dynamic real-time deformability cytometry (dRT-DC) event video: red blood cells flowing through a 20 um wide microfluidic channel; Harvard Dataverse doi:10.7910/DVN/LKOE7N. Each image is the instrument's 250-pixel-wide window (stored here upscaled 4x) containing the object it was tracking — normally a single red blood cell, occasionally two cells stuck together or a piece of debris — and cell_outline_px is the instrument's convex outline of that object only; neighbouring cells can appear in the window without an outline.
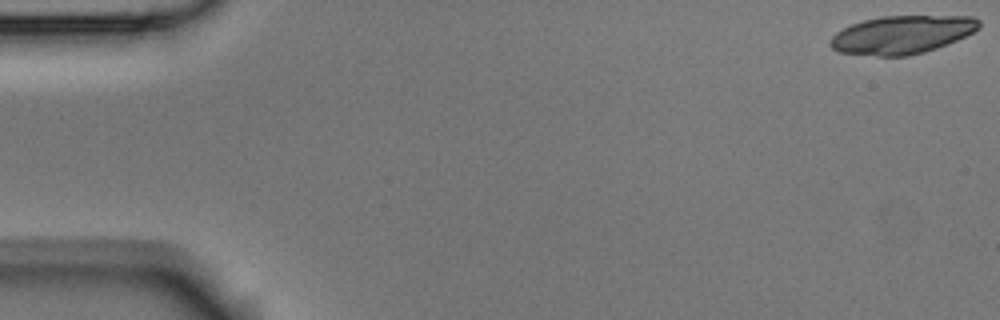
{"species": "Egyptian fruit bat (a non-hibernating species)", "species_latin": "Rousettus aegyptiacus", "temperature_condition": "room temperature", "stored_images_in_passage": 18, "camera_frame_rate_fps": 3000, "um_per_image_px": 0.085, "animal": {"sex": "male"}, "frame": {"image": 1, "passage_image": 1, "time_ms": 0.0, "image_size_px": [1000, 320], "cell_outline_px": [[980, 28], [956, 40], [936, 48], [924, 52], [908, 56], [876, 56], [836, 52], [828, 44], [828, 40], [836, 32], [852, 24], [864, 20], [884, 16], [972, 16], [980, 20]], "centroid_in_image_um": [76.63, 2.95], "position_along_channel_um": 8.4, "area_um2": 33.12}}